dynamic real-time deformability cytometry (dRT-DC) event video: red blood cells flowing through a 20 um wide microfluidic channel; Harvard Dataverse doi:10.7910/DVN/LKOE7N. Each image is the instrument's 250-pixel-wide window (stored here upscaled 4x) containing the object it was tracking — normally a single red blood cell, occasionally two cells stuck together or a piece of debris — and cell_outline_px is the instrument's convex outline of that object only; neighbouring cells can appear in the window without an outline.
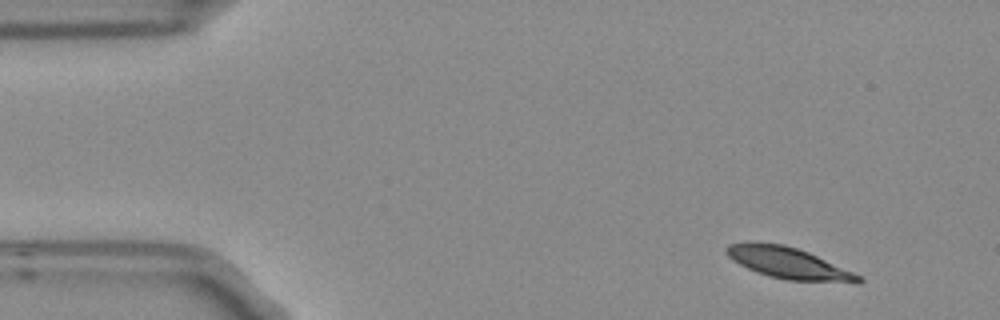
{"species": "Egyptian fruit bat (a non-hibernating species)", "species_latin": "Rousettus aegyptiacus", "temperature_condition": "room temperature", "stored_images_in_passage": 4, "camera_frame_rate_fps": 3000, "um_per_image_px": 0.085, "frame": {"image": 1, "passage_image": 1, "time_ms": 0.0, "image_size_px": [1000, 320], "cell_outline_px": [[864, 280], [860, 284], [856, 284], [784, 280], [768, 276], [756, 272], [732, 260], [724, 252], [728, 244], [784, 244], [808, 252], [864, 276]], "centroid_in_image_um": [67.17, 22.43], "position_along_channel_um": 17.8, "area_um2": 24.16}}
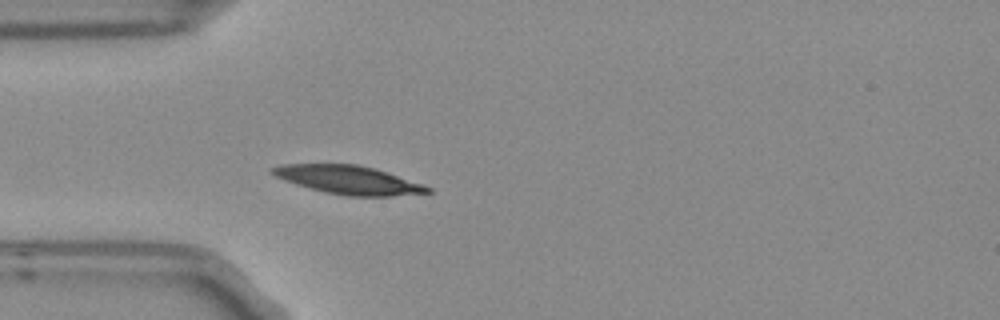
{"frame": {"image": 2, "passage_image": 4, "time_ms": 1.0, "image_size_px": [1000, 320], "cell_outline_px": [[432, 192], [392, 196], [348, 196], [324, 192], [296, 184], [284, 180], [268, 172], [268, 168], [280, 164], [356, 164], [388, 172], [424, 184], [432, 188]], "centroid_in_image_um": [29.61, 15.29], "position_along_channel_um": 55.4, "area_um2": 25.84}}